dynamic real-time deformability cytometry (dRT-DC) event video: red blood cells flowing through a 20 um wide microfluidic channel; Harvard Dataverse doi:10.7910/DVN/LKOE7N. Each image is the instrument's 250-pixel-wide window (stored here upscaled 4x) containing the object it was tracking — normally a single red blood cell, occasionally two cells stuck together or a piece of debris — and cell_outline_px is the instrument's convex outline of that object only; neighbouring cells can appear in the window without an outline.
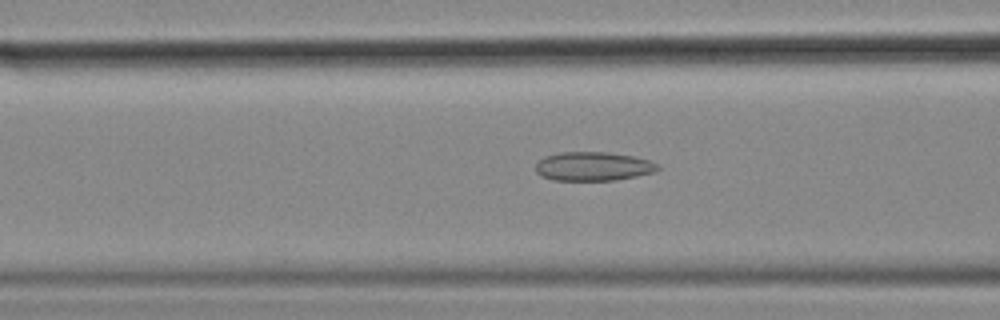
{"species": "common noctule bat (a hibernating species)", "species_latin": "Nyctalus noctula", "temperature_condition": "cold", "stored_images_in_passage": 46, "camera_frame_rate_fps": 3000, "um_per_image_px": 0.085, "animal": {"sex": "female", "body_mass_g": 18.4}, "frame": {"image": 1, "passage_image": 11, "time_ms": 3.333, "image_size_px": [1000, 320], "cell_outline_px": [[660, 168], [652, 172], [636, 176], [616, 180], [552, 180], [540, 176], [536, 172], [536, 164], [544, 156], [556, 152], [608, 152], [632, 156], [648, 160], [656, 164]], "centroid_in_image_um": [50.36, 14.14], "position_along_channel_um": 116.2, "area_um2": 20.52}}
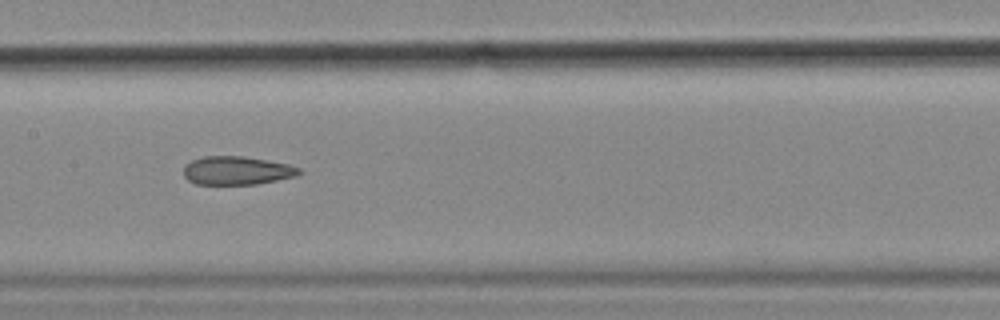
{"frame": {"image": 2, "passage_image": 17, "time_ms": 5.333, "image_size_px": [1000, 320], "cell_outline_px": [[304, 172], [296, 176], [256, 184], [196, 184], [188, 180], [184, 176], [184, 164], [192, 160], [204, 156], [244, 156], [288, 164], [300, 168]], "centroid_in_image_um": [20.13, 14.49], "position_along_channel_um": 187.3, "area_um2": 19.19}}
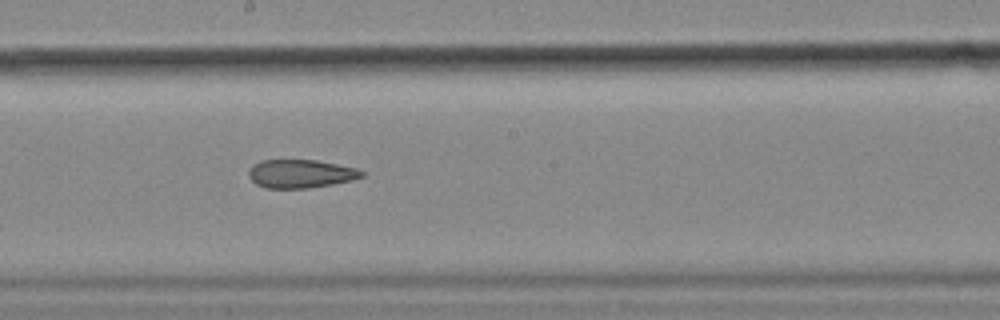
{"frame": {"image": 3, "passage_image": 20, "time_ms": 6.333, "image_size_px": [1000, 320], "cell_outline_px": [[364, 176], [352, 180], [332, 184], [308, 188], [264, 188], [256, 184], [248, 176], [248, 172], [252, 164], [260, 160], [316, 160], [356, 168], [364, 172]], "centroid_in_image_um": [25.52, 14.76], "position_along_channel_um": 222.7, "area_um2": 18.73}, "authors_computed_cell_mechanics": {"area_um2": 20.3456, "velocity_mm_per_s": 3.5533, "shape_relaxation_time_tau1_ms": null, "shape_relaxation_time_tau2_ms": 3.9345, "deformation_change_tau1": null, "deformation_change_tau2": 0.1237}}